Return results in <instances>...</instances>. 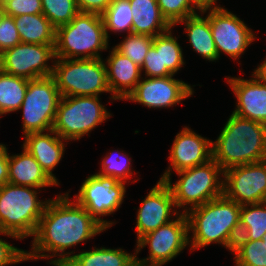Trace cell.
Returning <instances> with one entry per match:
<instances>
[{"label": "cell", "mask_w": 266, "mask_h": 266, "mask_svg": "<svg viewBox=\"0 0 266 266\" xmlns=\"http://www.w3.org/2000/svg\"><path fill=\"white\" fill-rule=\"evenodd\" d=\"M104 230L84 207L69 199L68 192L57 195L54 199H48L33 236L31 250L26 251L27 261L58 256L48 263L64 266L75 255L74 251L65 252L67 248L87 242Z\"/></svg>", "instance_id": "obj_1"}, {"label": "cell", "mask_w": 266, "mask_h": 266, "mask_svg": "<svg viewBox=\"0 0 266 266\" xmlns=\"http://www.w3.org/2000/svg\"><path fill=\"white\" fill-rule=\"evenodd\" d=\"M240 212L241 205L224 195L189 209L185 214L188 220L190 250L216 243L232 253L240 235Z\"/></svg>", "instance_id": "obj_2"}, {"label": "cell", "mask_w": 266, "mask_h": 266, "mask_svg": "<svg viewBox=\"0 0 266 266\" xmlns=\"http://www.w3.org/2000/svg\"><path fill=\"white\" fill-rule=\"evenodd\" d=\"M217 139L212 159L228 168L266 160V124L232 113Z\"/></svg>", "instance_id": "obj_3"}, {"label": "cell", "mask_w": 266, "mask_h": 266, "mask_svg": "<svg viewBox=\"0 0 266 266\" xmlns=\"http://www.w3.org/2000/svg\"><path fill=\"white\" fill-rule=\"evenodd\" d=\"M108 48L109 41L100 14L79 12L70 23L56 28V58H102L100 52Z\"/></svg>", "instance_id": "obj_4"}, {"label": "cell", "mask_w": 266, "mask_h": 266, "mask_svg": "<svg viewBox=\"0 0 266 266\" xmlns=\"http://www.w3.org/2000/svg\"><path fill=\"white\" fill-rule=\"evenodd\" d=\"M38 189L5 183L0 187V231L25 239L34 236L48 202L39 200Z\"/></svg>", "instance_id": "obj_5"}, {"label": "cell", "mask_w": 266, "mask_h": 266, "mask_svg": "<svg viewBox=\"0 0 266 266\" xmlns=\"http://www.w3.org/2000/svg\"><path fill=\"white\" fill-rule=\"evenodd\" d=\"M176 173L179 180L172 184L169 177L165 182L171 189L176 208H184L183 213L223 195L224 179L220 176H224V170L213 159Z\"/></svg>", "instance_id": "obj_6"}, {"label": "cell", "mask_w": 266, "mask_h": 266, "mask_svg": "<svg viewBox=\"0 0 266 266\" xmlns=\"http://www.w3.org/2000/svg\"><path fill=\"white\" fill-rule=\"evenodd\" d=\"M52 77L61 97L99 96L111 93L102 58L63 59L56 58Z\"/></svg>", "instance_id": "obj_7"}, {"label": "cell", "mask_w": 266, "mask_h": 266, "mask_svg": "<svg viewBox=\"0 0 266 266\" xmlns=\"http://www.w3.org/2000/svg\"><path fill=\"white\" fill-rule=\"evenodd\" d=\"M99 97H61L52 130L67 142L80 140L112 116Z\"/></svg>", "instance_id": "obj_8"}, {"label": "cell", "mask_w": 266, "mask_h": 266, "mask_svg": "<svg viewBox=\"0 0 266 266\" xmlns=\"http://www.w3.org/2000/svg\"><path fill=\"white\" fill-rule=\"evenodd\" d=\"M60 99L59 89L52 76L28 80V88L20 106V110H23V135L52 130Z\"/></svg>", "instance_id": "obj_9"}, {"label": "cell", "mask_w": 266, "mask_h": 266, "mask_svg": "<svg viewBox=\"0 0 266 266\" xmlns=\"http://www.w3.org/2000/svg\"><path fill=\"white\" fill-rule=\"evenodd\" d=\"M149 246V256L139 259L137 266H163L177 257L189 244L188 220L181 212L176 219L142 236L137 241L136 254Z\"/></svg>", "instance_id": "obj_10"}, {"label": "cell", "mask_w": 266, "mask_h": 266, "mask_svg": "<svg viewBox=\"0 0 266 266\" xmlns=\"http://www.w3.org/2000/svg\"><path fill=\"white\" fill-rule=\"evenodd\" d=\"M125 184V182L92 174L84 180L78 195H74V200L107 230L115 222L101 217L111 215L120 208L125 198Z\"/></svg>", "instance_id": "obj_11"}, {"label": "cell", "mask_w": 266, "mask_h": 266, "mask_svg": "<svg viewBox=\"0 0 266 266\" xmlns=\"http://www.w3.org/2000/svg\"><path fill=\"white\" fill-rule=\"evenodd\" d=\"M55 44L19 43L1 53L0 70L28 80L52 76ZM52 60V66L48 61Z\"/></svg>", "instance_id": "obj_12"}, {"label": "cell", "mask_w": 266, "mask_h": 266, "mask_svg": "<svg viewBox=\"0 0 266 266\" xmlns=\"http://www.w3.org/2000/svg\"><path fill=\"white\" fill-rule=\"evenodd\" d=\"M207 11L206 17L209 19L218 59L223 52L233 60H237L254 42L255 33L237 15L224 7L205 9L200 11V14L203 15Z\"/></svg>", "instance_id": "obj_13"}, {"label": "cell", "mask_w": 266, "mask_h": 266, "mask_svg": "<svg viewBox=\"0 0 266 266\" xmlns=\"http://www.w3.org/2000/svg\"><path fill=\"white\" fill-rule=\"evenodd\" d=\"M223 195L237 204L266 201V160L224 171Z\"/></svg>", "instance_id": "obj_14"}, {"label": "cell", "mask_w": 266, "mask_h": 266, "mask_svg": "<svg viewBox=\"0 0 266 266\" xmlns=\"http://www.w3.org/2000/svg\"><path fill=\"white\" fill-rule=\"evenodd\" d=\"M173 77L174 75L141 78L125 100L148 108L173 107L194 93L191 85Z\"/></svg>", "instance_id": "obj_15"}, {"label": "cell", "mask_w": 266, "mask_h": 266, "mask_svg": "<svg viewBox=\"0 0 266 266\" xmlns=\"http://www.w3.org/2000/svg\"><path fill=\"white\" fill-rule=\"evenodd\" d=\"M175 208L171 189L165 181L159 180L137 210L136 233L138 236L136 241L172 221L171 218L173 219L174 215L181 213L180 209L177 211Z\"/></svg>", "instance_id": "obj_16"}, {"label": "cell", "mask_w": 266, "mask_h": 266, "mask_svg": "<svg viewBox=\"0 0 266 266\" xmlns=\"http://www.w3.org/2000/svg\"><path fill=\"white\" fill-rule=\"evenodd\" d=\"M170 165L159 180L165 181L171 172L192 168L212 159V141L185 126L175 136L168 157Z\"/></svg>", "instance_id": "obj_17"}, {"label": "cell", "mask_w": 266, "mask_h": 266, "mask_svg": "<svg viewBox=\"0 0 266 266\" xmlns=\"http://www.w3.org/2000/svg\"><path fill=\"white\" fill-rule=\"evenodd\" d=\"M251 76L249 80L241 77H226L227 83L237 98V105L232 113L266 124V84Z\"/></svg>", "instance_id": "obj_18"}, {"label": "cell", "mask_w": 266, "mask_h": 266, "mask_svg": "<svg viewBox=\"0 0 266 266\" xmlns=\"http://www.w3.org/2000/svg\"><path fill=\"white\" fill-rule=\"evenodd\" d=\"M109 52L111 53L104 63L107 83L111 92L110 99L123 101L141 80V67L114 48Z\"/></svg>", "instance_id": "obj_19"}, {"label": "cell", "mask_w": 266, "mask_h": 266, "mask_svg": "<svg viewBox=\"0 0 266 266\" xmlns=\"http://www.w3.org/2000/svg\"><path fill=\"white\" fill-rule=\"evenodd\" d=\"M24 138L23 147L35 158L46 174L59 185L52 171L62 160L67 140L62 139L53 130L30 133Z\"/></svg>", "instance_id": "obj_20"}, {"label": "cell", "mask_w": 266, "mask_h": 266, "mask_svg": "<svg viewBox=\"0 0 266 266\" xmlns=\"http://www.w3.org/2000/svg\"><path fill=\"white\" fill-rule=\"evenodd\" d=\"M22 148L23 152L21 154L9 155L8 182L37 189L58 186L46 174L35 158L24 147Z\"/></svg>", "instance_id": "obj_21"}, {"label": "cell", "mask_w": 266, "mask_h": 266, "mask_svg": "<svg viewBox=\"0 0 266 266\" xmlns=\"http://www.w3.org/2000/svg\"><path fill=\"white\" fill-rule=\"evenodd\" d=\"M132 33L155 37L172 26L163 17L156 0H130Z\"/></svg>", "instance_id": "obj_22"}, {"label": "cell", "mask_w": 266, "mask_h": 266, "mask_svg": "<svg viewBox=\"0 0 266 266\" xmlns=\"http://www.w3.org/2000/svg\"><path fill=\"white\" fill-rule=\"evenodd\" d=\"M183 23L192 49L209 61L218 60V52L210 29L209 19L198 13L187 17L177 24Z\"/></svg>", "instance_id": "obj_23"}, {"label": "cell", "mask_w": 266, "mask_h": 266, "mask_svg": "<svg viewBox=\"0 0 266 266\" xmlns=\"http://www.w3.org/2000/svg\"><path fill=\"white\" fill-rule=\"evenodd\" d=\"M72 256L64 266H137L136 252L130 254L122 248H92Z\"/></svg>", "instance_id": "obj_24"}, {"label": "cell", "mask_w": 266, "mask_h": 266, "mask_svg": "<svg viewBox=\"0 0 266 266\" xmlns=\"http://www.w3.org/2000/svg\"><path fill=\"white\" fill-rule=\"evenodd\" d=\"M22 43L55 44L56 28L44 14L13 17Z\"/></svg>", "instance_id": "obj_25"}, {"label": "cell", "mask_w": 266, "mask_h": 266, "mask_svg": "<svg viewBox=\"0 0 266 266\" xmlns=\"http://www.w3.org/2000/svg\"><path fill=\"white\" fill-rule=\"evenodd\" d=\"M266 233V201L241 205L237 240H261Z\"/></svg>", "instance_id": "obj_26"}, {"label": "cell", "mask_w": 266, "mask_h": 266, "mask_svg": "<svg viewBox=\"0 0 266 266\" xmlns=\"http://www.w3.org/2000/svg\"><path fill=\"white\" fill-rule=\"evenodd\" d=\"M28 88V79L0 70V115L18 111Z\"/></svg>", "instance_id": "obj_27"}, {"label": "cell", "mask_w": 266, "mask_h": 266, "mask_svg": "<svg viewBox=\"0 0 266 266\" xmlns=\"http://www.w3.org/2000/svg\"><path fill=\"white\" fill-rule=\"evenodd\" d=\"M172 28L153 37L154 48H160L161 69H169L174 75L184 66L183 49L172 35Z\"/></svg>", "instance_id": "obj_28"}, {"label": "cell", "mask_w": 266, "mask_h": 266, "mask_svg": "<svg viewBox=\"0 0 266 266\" xmlns=\"http://www.w3.org/2000/svg\"><path fill=\"white\" fill-rule=\"evenodd\" d=\"M101 16L108 41L110 37L108 30L114 33L124 31H127V34L132 33L133 16L130 0H113Z\"/></svg>", "instance_id": "obj_29"}, {"label": "cell", "mask_w": 266, "mask_h": 266, "mask_svg": "<svg viewBox=\"0 0 266 266\" xmlns=\"http://www.w3.org/2000/svg\"><path fill=\"white\" fill-rule=\"evenodd\" d=\"M232 253L239 266H266V243L261 240H236Z\"/></svg>", "instance_id": "obj_30"}, {"label": "cell", "mask_w": 266, "mask_h": 266, "mask_svg": "<svg viewBox=\"0 0 266 266\" xmlns=\"http://www.w3.org/2000/svg\"><path fill=\"white\" fill-rule=\"evenodd\" d=\"M126 156L127 154L120 151L108 153L102 159L100 171L95 174L126 183L133 176L131 160Z\"/></svg>", "instance_id": "obj_31"}, {"label": "cell", "mask_w": 266, "mask_h": 266, "mask_svg": "<svg viewBox=\"0 0 266 266\" xmlns=\"http://www.w3.org/2000/svg\"><path fill=\"white\" fill-rule=\"evenodd\" d=\"M153 44V37L150 35L130 33L123 41L113 48L131 61L142 67L144 58Z\"/></svg>", "instance_id": "obj_32"}, {"label": "cell", "mask_w": 266, "mask_h": 266, "mask_svg": "<svg viewBox=\"0 0 266 266\" xmlns=\"http://www.w3.org/2000/svg\"><path fill=\"white\" fill-rule=\"evenodd\" d=\"M42 14L57 28L70 23L79 13L75 0H41Z\"/></svg>", "instance_id": "obj_33"}, {"label": "cell", "mask_w": 266, "mask_h": 266, "mask_svg": "<svg viewBox=\"0 0 266 266\" xmlns=\"http://www.w3.org/2000/svg\"><path fill=\"white\" fill-rule=\"evenodd\" d=\"M163 17L173 27L181 20L200 13L191 0H156ZM199 12H197V11Z\"/></svg>", "instance_id": "obj_34"}, {"label": "cell", "mask_w": 266, "mask_h": 266, "mask_svg": "<svg viewBox=\"0 0 266 266\" xmlns=\"http://www.w3.org/2000/svg\"><path fill=\"white\" fill-rule=\"evenodd\" d=\"M2 234L15 240H21L18 236L8 232L0 231V235ZM24 261H27L25 250L17 248L0 238V266L16 265Z\"/></svg>", "instance_id": "obj_35"}, {"label": "cell", "mask_w": 266, "mask_h": 266, "mask_svg": "<svg viewBox=\"0 0 266 266\" xmlns=\"http://www.w3.org/2000/svg\"><path fill=\"white\" fill-rule=\"evenodd\" d=\"M3 9L8 16H21L24 14H42L41 0H5Z\"/></svg>", "instance_id": "obj_36"}, {"label": "cell", "mask_w": 266, "mask_h": 266, "mask_svg": "<svg viewBox=\"0 0 266 266\" xmlns=\"http://www.w3.org/2000/svg\"><path fill=\"white\" fill-rule=\"evenodd\" d=\"M144 71L146 77H167L174 75L169 69H161L160 48L150 47L146 54L141 72Z\"/></svg>", "instance_id": "obj_37"}, {"label": "cell", "mask_w": 266, "mask_h": 266, "mask_svg": "<svg viewBox=\"0 0 266 266\" xmlns=\"http://www.w3.org/2000/svg\"><path fill=\"white\" fill-rule=\"evenodd\" d=\"M21 43L15 21L12 16L5 15L0 24V53Z\"/></svg>", "instance_id": "obj_38"}, {"label": "cell", "mask_w": 266, "mask_h": 266, "mask_svg": "<svg viewBox=\"0 0 266 266\" xmlns=\"http://www.w3.org/2000/svg\"><path fill=\"white\" fill-rule=\"evenodd\" d=\"M79 12L102 14L113 0H75Z\"/></svg>", "instance_id": "obj_39"}, {"label": "cell", "mask_w": 266, "mask_h": 266, "mask_svg": "<svg viewBox=\"0 0 266 266\" xmlns=\"http://www.w3.org/2000/svg\"><path fill=\"white\" fill-rule=\"evenodd\" d=\"M6 145L0 143V187L8 183L9 153Z\"/></svg>", "instance_id": "obj_40"}, {"label": "cell", "mask_w": 266, "mask_h": 266, "mask_svg": "<svg viewBox=\"0 0 266 266\" xmlns=\"http://www.w3.org/2000/svg\"><path fill=\"white\" fill-rule=\"evenodd\" d=\"M193 4L200 10L210 9V8H218L221 6H217V0H191ZM216 4V5H215Z\"/></svg>", "instance_id": "obj_41"}, {"label": "cell", "mask_w": 266, "mask_h": 266, "mask_svg": "<svg viewBox=\"0 0 266 266\" xmlns=\"http://www.w3.org/2000/svg\"><path fill=\"white\" fill-rule=\"evenodd\" d=\"M259 81L266 84V58L252 73Z\"/></svg>", "instance_id": "obj_42"}, {"label": "cell", "mask_w": 266, "mask_h": 266, "mask_svg": "<svg viewBox=\"0 0 266 266\" xmlns=\"http://www.w3.org/2000/svg\"><path fill=\"white\" fill-rule=\"evenodd\" d=\"M5 15H6V14H5V12H4L3 5H2V3H0V24H1L2 19H3V17H4Z\"/></svg>", "instance_id": "obj_43"}, {"label": "cell", "mask_w": 266, "mask_h": 266, "mask_svg": "<svg viewBox=\"0 0 266 266\" xmlns=\"http://www.w3.org/2000/svg\"><path fill=\"white\" fill-rule=\"evenodd\" d=\"M262 241H263L264 243H266V233L264 234V236H263V238H262Z\"/></svg>", "instance_id": "obj_44"}]
</instances>
